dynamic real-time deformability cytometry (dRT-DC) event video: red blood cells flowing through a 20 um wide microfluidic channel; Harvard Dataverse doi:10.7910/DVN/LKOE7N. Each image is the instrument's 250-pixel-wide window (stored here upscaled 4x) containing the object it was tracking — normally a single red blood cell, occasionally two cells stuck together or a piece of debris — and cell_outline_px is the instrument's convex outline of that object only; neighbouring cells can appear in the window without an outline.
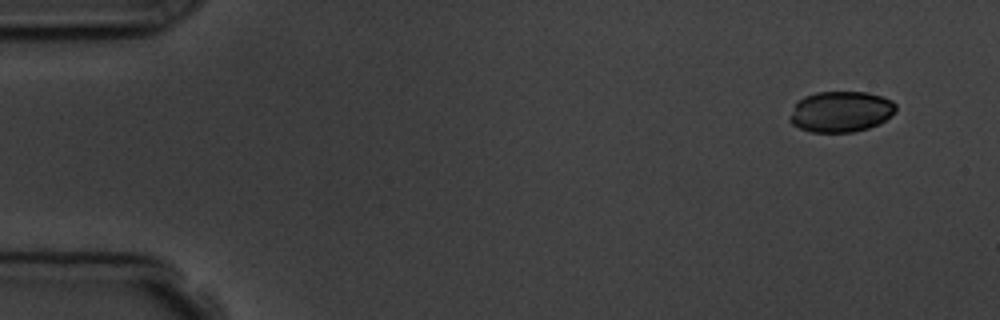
{"species": "common noctule bat (a hibernating species)", "species_latin": "Nyctalus noctula", "temperature_condition": "room temperature", "stored_images_in_passage": 5, "camera_frame_rate_fps": 3000, "um_per_image_px": 0.085, "animal": {"sex": "male", "body_mass_g": 19.5, "forearm_length_mm": 54.6}, "frame": {"image": 1, "passage_image": 1, "time_ms": 0.0, "image_size_px": [1000, 320], "cell_outline_px": [[896, 112], [880, 124], [868, 128], [852, 132], [812, 132], [800, 128], [792, 124], [788, 120], [788, 116], [796, 100], [804, 96], [816, 92], [868, 92], [892, 100], [896, 104]], "centroid_in_image_um": [71.45, 9.48], "position_along_channel_um": 13.6, "area_um2": 25.61}}
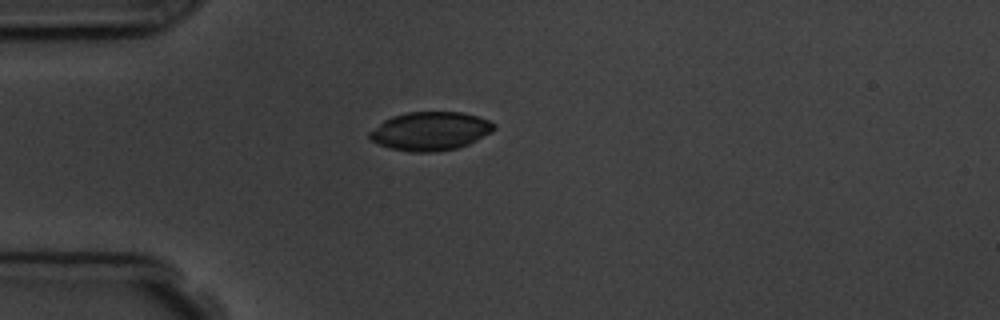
{"frame": {"image": 2, "passage_image": 4, "time_ms": 3.667, "image_size_px": [1000, 320], "cell_outline_px": [[496, 128], [492, 132], [468, 144], [456, 148], [436, 152], [408, 152], [392, 148], [380, 144], [372, 140], [368, 136], [368, 132], [384, 120], [392, 116], [408, 112], [464, 112], [488, 120], [496, 124]], "centroid_in_image_um": [36.59, 11.14], "position_along_channel_um": 48.4, "area_um2": 27.92}}